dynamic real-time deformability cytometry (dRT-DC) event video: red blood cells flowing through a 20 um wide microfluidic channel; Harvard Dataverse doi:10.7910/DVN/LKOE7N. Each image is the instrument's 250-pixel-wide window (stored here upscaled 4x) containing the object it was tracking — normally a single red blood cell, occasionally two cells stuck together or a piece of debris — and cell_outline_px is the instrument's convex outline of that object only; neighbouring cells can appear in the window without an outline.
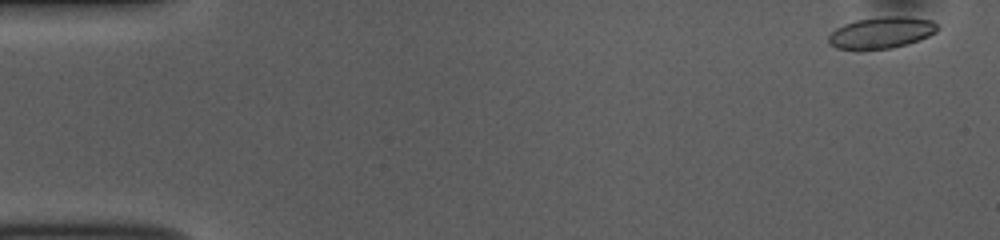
{"species": "common noctule bat (a hibernating species)", "species_latin": "Nyctalus noctula", "temperature_condition": "room temperature", "stored_images_in_passage": 51, "camera_frame_rate_fps": 3000, "um_per_image_px": 0.085, "animal": {"sex": "female", "body_mass_g": 10.0, "forearm_length_mm": 53.1}, "frame": {"image": 1, "passage_image": 1, "time_ms": 0.0, "image_size_px": [1000, 240], "cell_outline_px": [[940, 28], [936, 32], [920, 40], [908, 44], [892, 48], [860, 52], [836, 48], [828, 44], [828, 36], [836, 28], [844, 24], [856, 20], [880, 16], [908, 16], [932, 20]], "centroid_in_image_um": [74.89, 2.81], "position_along_channel_um": 10.1, "area_um2": 20.75}}
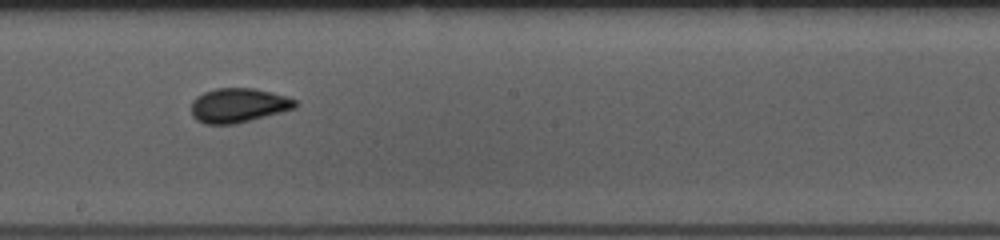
{"frame": {"image": 2, "passage_image": 28, "time_ms": 9.0, "image_size_px": [1000, 240], "cell_outline_px": [[300, 104], [296, 108], [236, 124], [204, 124], [196, 120], [192, 116], [192, 100], [196, 96], [204, 92], [216, 88], [256, 88], [272, 92], [296, 100]], "centroid_in_image_um": [20.26, 8.95], "position_along_channel_um": 227.9, "area_um2": 20.98}}
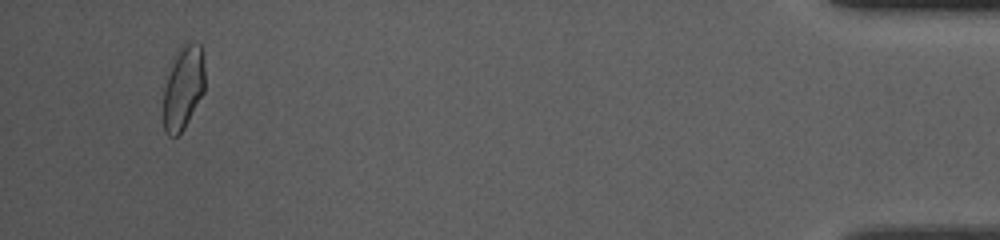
{"frame": {"image": 3, "passage_image": 49, "time_ms": 16.0, "image_size_px": [1000, 240], "cell_outline_px": [[204, 92], [184, 128], [176, 136], [168, 136], [164, 132], [164, 88], [172, 56], [180, 44], [200, 44], [204, 52]], "centroid_in_image_um": [15.57, 7.4], "position_along_channel_um": 419.6, "area_um2": 20.46}, "authors_computed_cell_mechanics": {"area_um2": 20.2878, "velocity_mm_per_s": 3.8042, "shape_relaxation_time_tau1_ms": 3.9293, "shape_relaxation_time_tau2_ms": 1.2033, "deformation_change_tau1": 0.1187, "deformation_change_tau2": 0.0505}}